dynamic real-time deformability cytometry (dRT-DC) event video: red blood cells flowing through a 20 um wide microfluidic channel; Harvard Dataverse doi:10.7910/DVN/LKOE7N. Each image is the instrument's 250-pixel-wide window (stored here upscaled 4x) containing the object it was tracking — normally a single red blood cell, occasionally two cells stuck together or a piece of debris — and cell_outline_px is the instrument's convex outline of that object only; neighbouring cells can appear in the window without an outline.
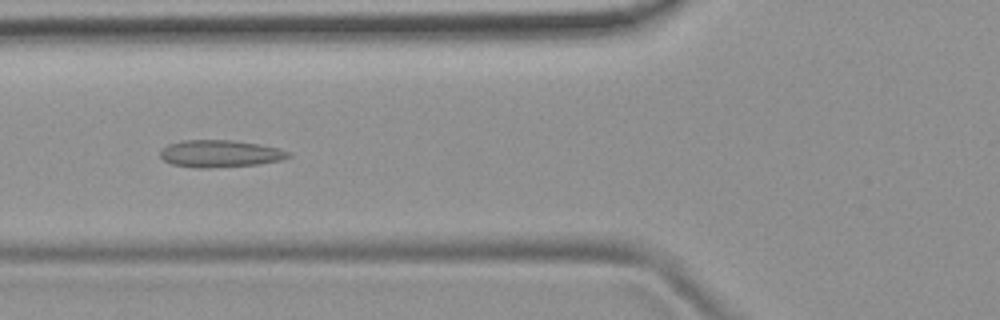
{"species": "common noctule bat (a hibernating species)", "species_latin": "Nyctalus noctula", "temperature_condition": "room temperature", "stored_images_in_passage": 52, "camera_frame_rate_fps": 3000, "um_per_image_px": 0.085, "animal": {"sex": "female", "body_mass_g": 19.9}, "frame": {"image": 1, "passage_image": 20, "time_ms": 6.333, "image_size_px": [1000, 320], "cell_outline_px": [[292, 156], [284, 160], [260, 164], [212, 168], [196, 168], [172, 164], [164, 160], [160, 156], [160, 152], [168, 144], [184, 140], [236, 140], [260, 144], [280, 148], [292, 152]], "centroid_in_image_um": [18.79, 13.06], "position_along_channel_um": 107.0, "area_um2": 20.63}}
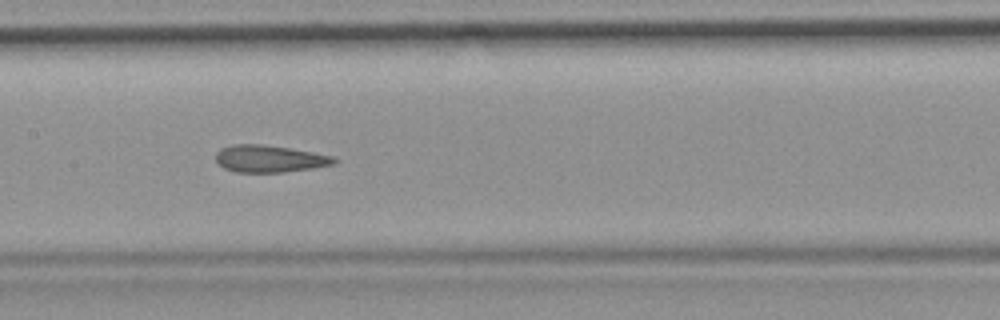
{"frame": {"image": 2, "passage_image": 26, "time_ms": 8.333, "image_size_px": [1000, 320], "cell_outline_px": [[340, 160], [336, 164], [312, 168], [284, 172], [236, 172], [224, 168], [216, 164], [216, 152], [220, 148], [232, 144], [260, 144], [288, 148], [312, 152], [332, 156]], "centroid_in_image_um": [22.89, 13.49], "position_along_channel_um": 184.5, "area_um2": 18.79}}
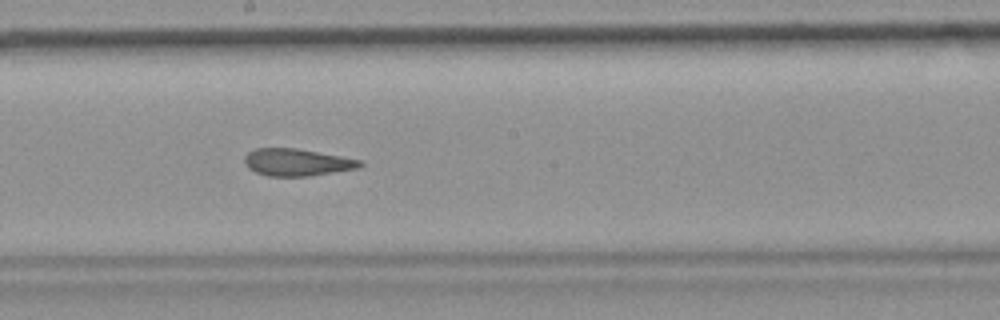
{"frame": {"image": 3, "passage_image": 29, "time_ms": 9.333, "image_size_px": [1000, 320], "cell_outline_px": [[364, 164], [360, 168], [308, 176], [268, 176], [256, 172], [248, 168], [244, 164], [244, 156], [248, 152], [256, 148], [296, 148], [340, 156], [360, 160]], "centroid_in_image_um": [25.22, 13.79], "position_along_channel_um": 223.0, "area_um2": 18.26}, "authors_computed_cell_mechanics": {"area_um2": 19.652, "velocity_mm_per_s": 3.874, "shape_relaxation_time_tau1_ms": null, "shape_relaxation_time_tau2_ms": 2.0949, "deformation_change_tau1": null, "deformation_change_tau2": 0.1126}}